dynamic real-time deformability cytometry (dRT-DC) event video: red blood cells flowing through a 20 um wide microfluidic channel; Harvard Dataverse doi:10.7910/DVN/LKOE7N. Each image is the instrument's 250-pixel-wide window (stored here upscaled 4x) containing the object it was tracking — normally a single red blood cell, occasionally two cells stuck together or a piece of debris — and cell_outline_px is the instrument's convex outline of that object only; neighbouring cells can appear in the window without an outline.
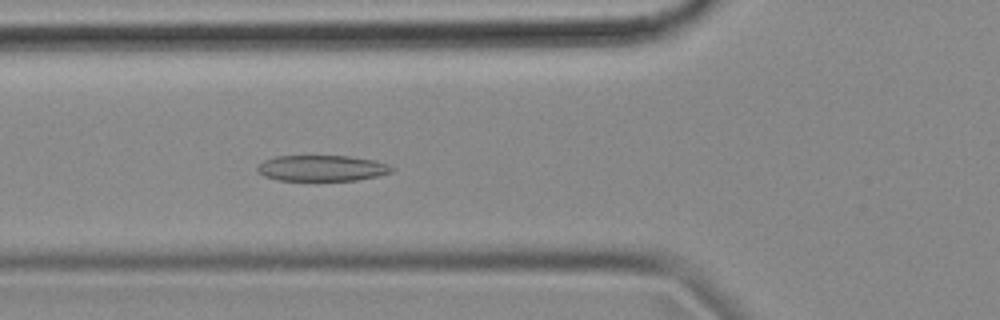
{"species": "common noctule bat (a hibernating species)", "species_latin": "Nyctalus noctula", "temperature_condition": "cold", "stored_images_in_passage": 40, "camera_frame_rate_fps": 3000, "um_per_image_px": 0.085, "animal": {"sex": "female", "body_mass_g": 18.4}, "frame": {"image": 1, "passage_image": 14, "time_ms": 4.333, "image_size_px": [1000, 320], "cell_outline_px": [[392, 172], [380, 176], [356, 180], [276, 180], [264, 176], [256, 172], [256, 168], [264, 160], [276, 156], [348, 156], [376, 160], [388, 164], [392, 168]], "centroid_in_image_um": [27.35, 14.29], "position_along_channel_um": 98.4, "area_um2": 20.35}}
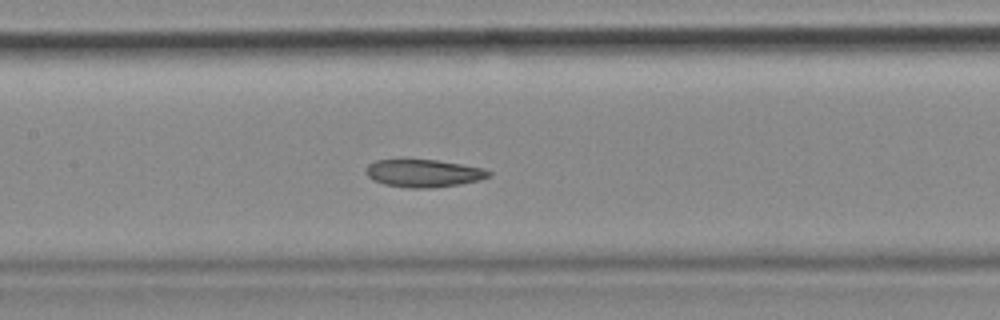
{"frame": {"image": 2, "passage_image": 20, "time_ms": 6.333, "image_size_px": [1000, 320], "cell_outline_px": [[492, 176], [480, 180], [460, 184], [432, 188], [408, 188], [384, 184], [372, 180], [364, 172], [364, 168], [368, 164], [376, 160], [436, 160], [484, 168], [492, 172]], "centroid_in_image_um": [36.0, 14.73], "position_along_channel_um": 171.4, "area_um2": 19.94}}
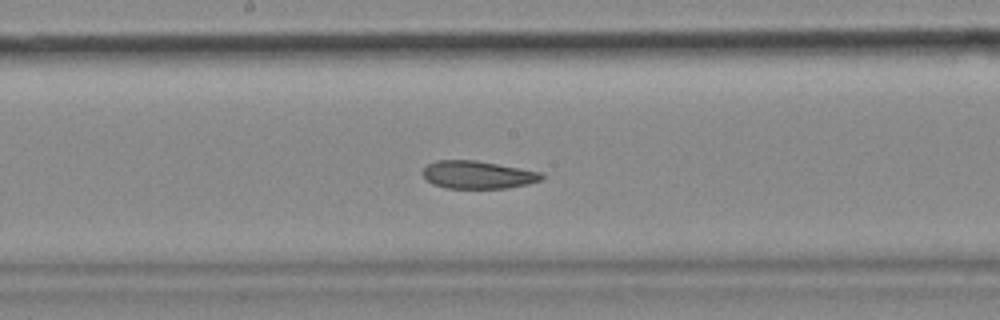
{"frame": {"image": 3, "passage_image": 23, "time_ms": 7.333, "image_size_px": [1000, 320], "cell_outline_px": [[544, 176], [540, 180], [528, 184], [508, 188], [444, 188], [432, 184], [424, 176], [424, 168], [428, 164], [436, 160], [472, 160], [496, 164], [540, 172]], "centroid_in_image_um": [40.58, 14.86], "position_along_channel_um": 207.6, "area_um2": 18.96}, "authors_computed_cell_mechanics": {"area_um2": 20.2878, "velocity_mm_per_s": 3.6429, "shape_relaxation_time_tau1_ms": 8.0072, "shape_relaxation_time_tau2_ms": 3.7399, "deformation_change_tau1": 0.1573, "deformation_change_tau2": 0.0914}}